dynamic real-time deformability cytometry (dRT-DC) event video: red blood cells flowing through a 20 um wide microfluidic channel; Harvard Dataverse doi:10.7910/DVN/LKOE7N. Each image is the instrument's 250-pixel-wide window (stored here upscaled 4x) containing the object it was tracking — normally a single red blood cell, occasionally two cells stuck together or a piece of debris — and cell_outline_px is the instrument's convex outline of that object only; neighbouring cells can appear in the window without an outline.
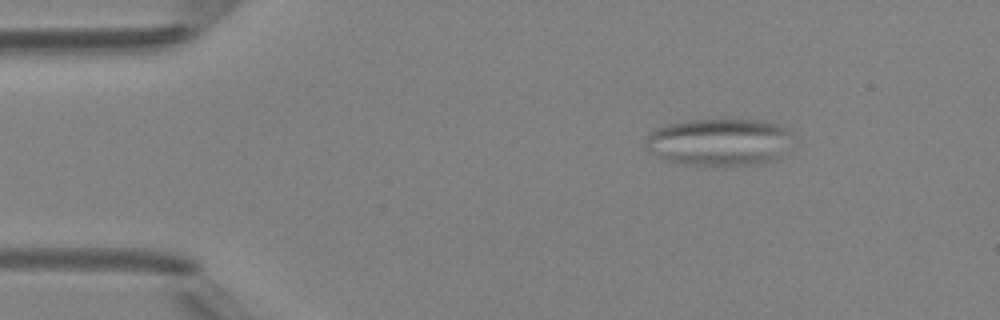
{"species": "Egyptian fruit bat (a non-hibernating species)", "species_latin": "Rousettus aegyptiacus", "temperature_condition": "room temperature", "stored_images_in_passage": 3, "camera_frame_rate_fps": 3000, "um_per_image_px": 0.085, "animal": {"sex": "female"}, "frame": {"image": 1, "passage_image": 2, "time_ms": 1.333, "image_size_px": [1000, 320], "cell_outline_px": [[784, 132], [776, 156], [760, 164], [688, 164], [664, 160], [648, 152], [644, 144], [648, 136], [656, 128], [668, 124], [688, 120], [768, 120], [780, 124], [784, 128]], "centroid_in_image_um": [60.9, 12.05], "position_along_channel_um": 24.1, "area_um2": 38.73}}